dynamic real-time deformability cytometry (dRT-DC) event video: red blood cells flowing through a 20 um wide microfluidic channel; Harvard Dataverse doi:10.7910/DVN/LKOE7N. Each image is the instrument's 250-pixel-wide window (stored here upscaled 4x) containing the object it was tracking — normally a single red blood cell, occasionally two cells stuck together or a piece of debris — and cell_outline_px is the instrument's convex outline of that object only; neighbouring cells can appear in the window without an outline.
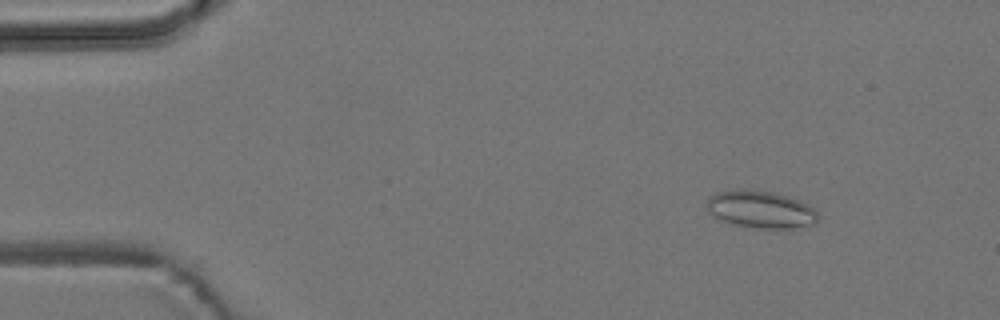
{"species": "common noctule bat (a hibernating species)", "species_latin": "Nyctalus noctula", "temperature_condition": "room temperature", "stored_images_in_passage": 5, "camera_frame_rate_fps": 3000, "um_per_image_px": 0.085, "animal": {"sex": "male", "body_mass_g": 19.2, "forearm_length_mm": 51.8}, "frame": {"image": 1, "passage_image": 2, "time_ms": 1.0, "image_size_px": [1000, 320], "cell_outline_px": [[820, 216], [812, 224], [792, 228], [756, 228], [736, 224], [720, 220], [708, 212], [708, 196], [716, 192], [772, 192], [788, 196], [808, 204]], "centroid_in_image_um": [64.68, 17.84], "position_along_channel_um": 20.3, "area_um2": 23.29}}